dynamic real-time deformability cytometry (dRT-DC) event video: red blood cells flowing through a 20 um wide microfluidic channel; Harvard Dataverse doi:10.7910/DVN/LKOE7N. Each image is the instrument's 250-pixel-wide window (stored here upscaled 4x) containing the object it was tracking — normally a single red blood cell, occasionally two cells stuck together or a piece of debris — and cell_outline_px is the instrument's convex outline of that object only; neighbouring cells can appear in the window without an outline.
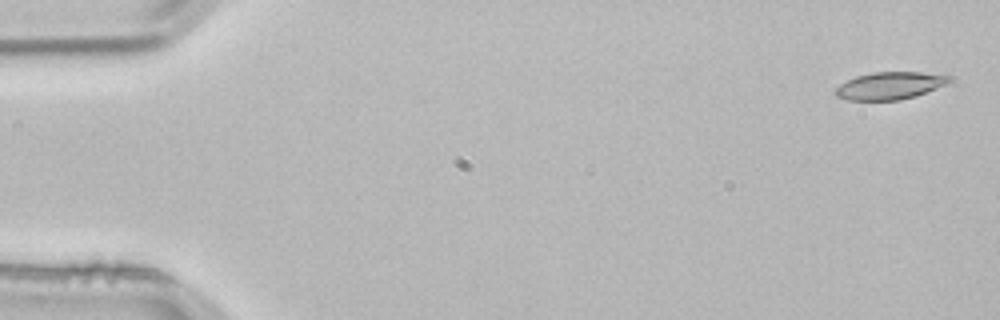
{"species": "common noctule bat (a hibernating species)", "species_latin": "Nyctalus noctula", "temperature_condition": "room temperature", "stored_images_in_passage": 4, "segment_of_instrument_passage": [2, 2], "camera_frame_rate_fps": 3000, "um_per_image_px": 0.085, "animal": {"sex": "male", "body_mass_g": 21.5, "forearm_length_mm": 52.0}, "frame": {"image": 1, "passage_image": 4, "time_ms": 1.0, "image_size_px": [1000, 320], "cell_outline_px": [[952, 80], [936, 88], [916, 96], [900, 100], [848, 100], [836, 96], [832, 92], [840, 84], [856, 76], [872, 72], [920, 72], [952, 76]], "centroid_in_image_um": [75.61, 7.28], "position_along_channel_um": 9.4, "area_um2": 18.15}}